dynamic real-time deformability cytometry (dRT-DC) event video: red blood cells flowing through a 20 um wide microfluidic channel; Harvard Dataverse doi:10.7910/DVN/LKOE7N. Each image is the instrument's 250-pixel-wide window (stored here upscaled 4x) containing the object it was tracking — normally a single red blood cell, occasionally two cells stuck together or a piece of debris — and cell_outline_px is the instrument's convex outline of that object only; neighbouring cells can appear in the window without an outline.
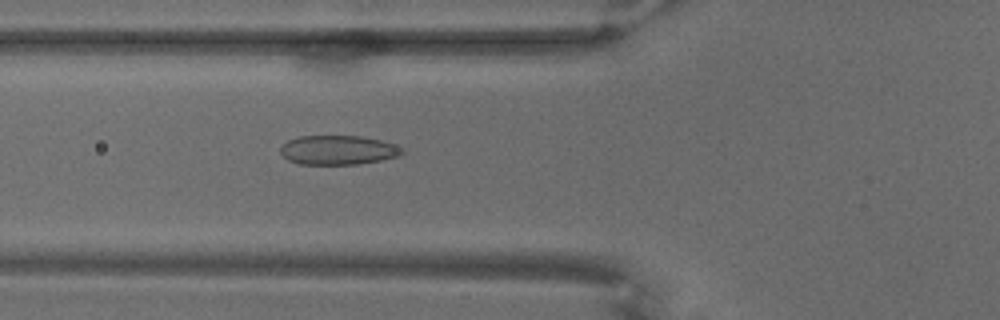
{"species": "common noctule bat (a hibernating species)", "species_latin": "Nyctalus noctula", "temperature_condition": "warm", "stored_images_in_passage": 71, "camera_frame_rate_fps": 3000, "um_per_image_px": 0.085, "animal": {"sex": "male", "body_mass_g": 18.8}, "frame": {"image": 1, "passage_image": 27, "time_ms": 8.667, "image_size_px": [1000, 320], "cell_outline_px": [[404, 152], [400, 156], [380, 160], [356, 164], [300, 164], [288, 160], [280, 152], [280, 148], [288, 140], [300, 136], [360, 136], [380, 140], [404, 148]], "centroid_in_image_um": [28.74, 12.75], "position_along_channel_um": 97.1, "area_um2": 20.63}}
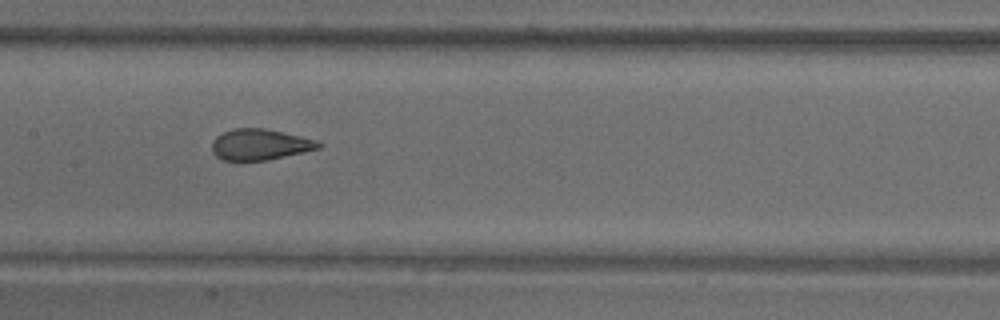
{"frame": {"image": 2, "passage_image": 36, "time_ms": 11.667, "image_size_px": [1000, 320], "cell_outline_px": [[324, 144], [320, 148], [304, 152], [268, 160], [220, 160], [212, 152], [212, 140], [216, 136], [232, 128], [264, 128], [300, 136], [316, 140]], "centroid_in_image_um": [22.08, 12.28], "position_along_channel_um": 185.3, "area_um2": 19.31}}
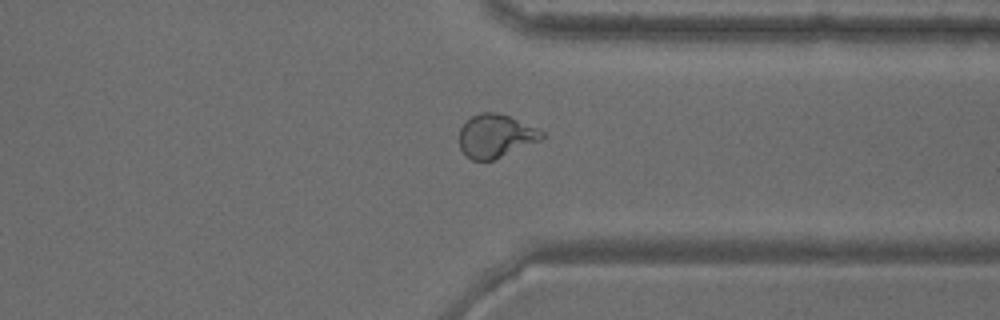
{"frame": {"image": 3, "passage_image": 55, "time_ms": 18.0, "image_size_px": [1000, 320], "cell_outline_px": [[544, 140], [492, 160], [472, 160], [460, 148], [460, 128], [472, 116], [480, 112], [496, 112], [508, 116], [536, 128], [544, 132]], "centroid_in_image_um": [42.16, 11.56], "position_along_channel_um": 369.2, "area_um2": 20.63}}